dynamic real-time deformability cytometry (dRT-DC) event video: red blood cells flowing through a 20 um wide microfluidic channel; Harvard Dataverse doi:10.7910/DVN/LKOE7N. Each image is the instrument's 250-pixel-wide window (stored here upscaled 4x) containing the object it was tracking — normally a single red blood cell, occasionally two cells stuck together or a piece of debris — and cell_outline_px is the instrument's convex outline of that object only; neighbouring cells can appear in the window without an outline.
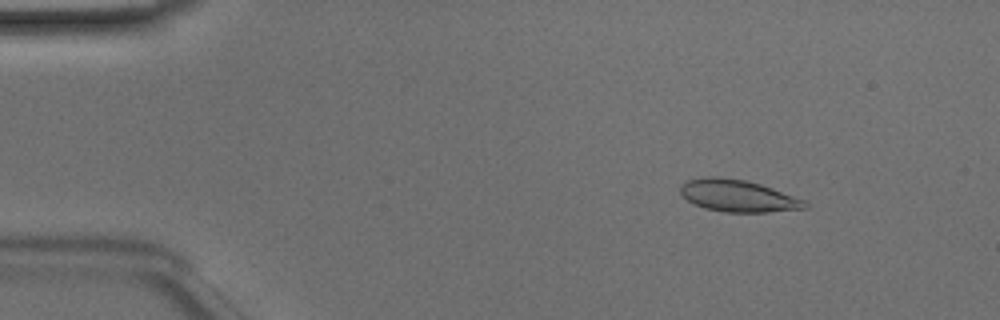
{"species": "Egyptian fruit bat (a non-hibernating species)", "species_latin": "Rousettus aegyptiacus", "temperature_condition": "room temperature", "stored_images_in_passage": 48, "camera_frame_rate_fps": 3000, "um_per_image_px": 0.085, "animal": {"sex": "male"}, "frame": {"image": 1, "passage_image": 6, "time_ms": 1.667, "image_size_px": [1000, 320], "cell_outline_px": [[808, 208], [768, 212], [724, 212], [704, 208], [688, 200], [680, 192], [680, 184], [688, 180], [704, 176], [720, 176], [744, 180], [760, 184], [772, 188], [804, 200], [808, 204]], "centroid_in_image_um": [62.71, 16.64], "position_along_channel_um": 22.3, "area_um2": 23.18}}
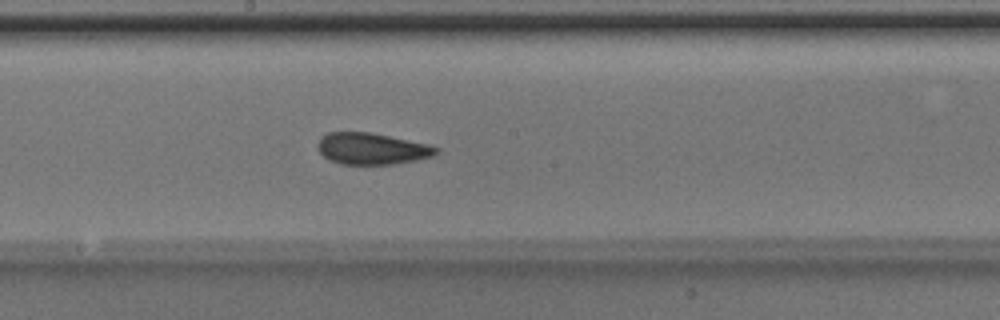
{"frame": {"image": 2, "passage_image": 26, "time_ms": 8.333, "image_size_px": [1000, 320], "cell_outline_px": [[440, 152], [432, 156], [416, 160], [396, 164], [340, 164], [328, 160], [316, 148], [316, 144], [320, 136], [328, 132], [372, 132], [428, 144], [440, 148]], "centroid_in_image_um": [31.58, 12.63], "position_along_channel_um": 216.6, "area_um2": 22.08}}
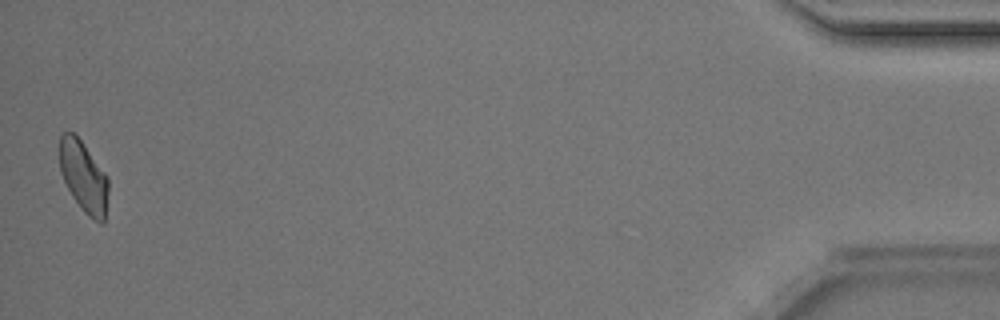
{"frame": {"image": 3, "passage_image": 48, "time_ms": 15.667, "image_size_px": [1000, 320], "cell_outline_px": [[108, 192], [104, 224], [100, 224], [88, 216], [80, 208], [72, 196], [60, 172], [60, 136], [64, 132], [72, 132], [80, 140], [108, 176]], "centroid_in_image_um": [7.12, 15.06], "position_along_channel_um": 428.1, "area_um2": 20.11}, "authors_computed_cell_mechanics": {"area_um2": 21.9062, "velocity_mm_per_s": 4.1291, "shape_relaxation_time_tau1_ms": 6.0025, "shape_relaxation_time_tau2_ms": 2.5008, "deformation_change_tau1": 0.147, "deformation_change_tau2": 0.0571}}